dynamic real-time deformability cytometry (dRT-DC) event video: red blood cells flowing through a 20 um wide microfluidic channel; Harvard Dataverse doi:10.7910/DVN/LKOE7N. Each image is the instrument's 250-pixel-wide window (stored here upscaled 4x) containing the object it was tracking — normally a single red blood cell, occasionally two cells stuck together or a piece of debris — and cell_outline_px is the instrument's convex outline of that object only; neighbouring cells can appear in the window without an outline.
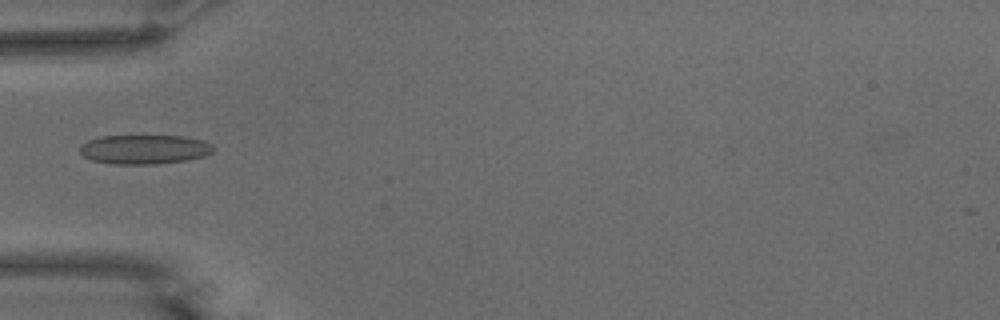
{"species": "common noctule bat (a hibernating species)", "species_latin": "Nyctalus noctula", "temperature_condition": "warm", "stored_images_in_passage": 29, "camera_frame_rate_fps": 3000, "um_per_image_px": 0.085, "animal": {"sex": "male", "body_mass_g": 15.6}, "frame": {"image": 1, "passage_image": 1, "time_ms": 0.0, "image_size_px": [1000, 320], "cell_outline_px": [[216, 148], [212, 152], [204, 156], [184, 160], [156, 164], [112, 164], [92, 160], [84, 156], [80, 152], [80, 148], [88, 140], [100, 136], [184, 136], [204, 140], [212, 144]], "centroid_in_image_um": [12.31, 12.69], "position_along_channel_um": 72.7, "area_um2": 22.77}}
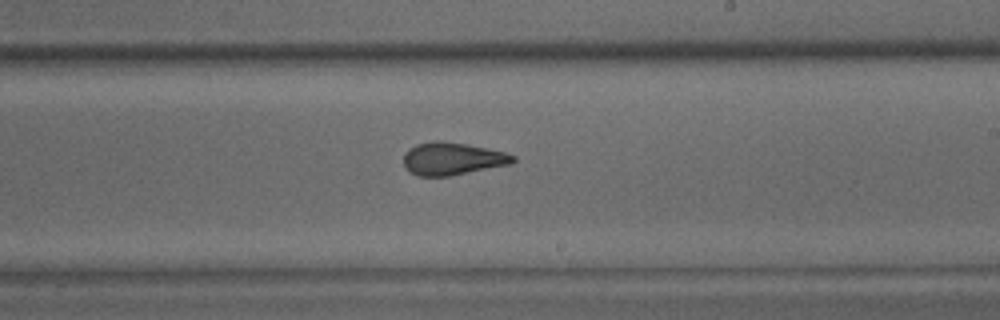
{"frame": {"image": 2, "passage_image": 15, "time_ms": 4.667, "image_size_px": [1000, 320], "cell_outline_px": [[516, 160], [512, 164], [448, 176], [416, 176], [404, 168], [404, 152], [408, 148], [416, 144], [436, 140], [440, 140], [468, 144], [504, 152], [516, 156]], "centroid_in_image_um": [38.43, 13.49], "position_along_channel_um": 250.6, "area_um2": 20.98}}
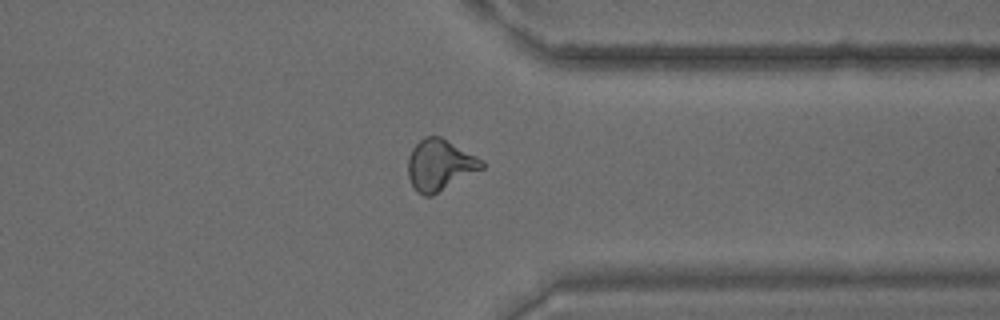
{"frame": {"image": 3, "passage_image": 25, "time_ms": 8.0, "image_size_px": [1000, 320], "cell_outline_px": [[484, 168], [432, 196], [424, 196], [416, 192], [408, 176], [408, 156], [412, 148], [424, 136], [440, 136], [484, 160]], "centroid_in_image_um": [37.38, 14.03], "position_along_channel_um": 374.0, "area_um2": 22.08}}